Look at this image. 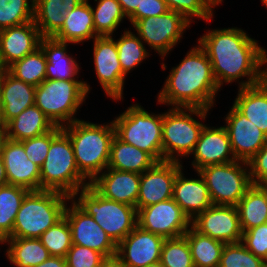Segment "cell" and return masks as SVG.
<instances>
[{"label": "cell", "instance_id": "cell-37", "mask_svg": "<svg viewBox=\"0 0 267 267\" xmlns=\"http://www.w3.org/2000/svg\"><path fill=\"white\" fill-rule=\"evenodd\" d=\"M47 59L41 47L15 61L6 70L16 79L37 87L46 79Z\"/></svg>", "mask_w": 267, "mask_h": 267}, {"label": "cell", "instance_id": "cell-30", "mask_svg": "<svg viewBox=\"0 0 267 267\" xmlns=\"http://www.w3.org/2000/svg\"><path fill=\"white\" fill-rule=\"evenodd\" d=\"M1 246H6L4 257L14 267H34L50 257L39 238H7L0 244V248ZM1 250L3 249H0L2 253Z\"/></svg>", "mask_w": 267, "mask_h": 267}, {"label": "cell", "instance_id": "cell-49", "mask_svg": "<svg viewBox=\"0 0 267 267\" xmlns=\"http://www.w3.org/2000/svg\"><path fill=\"white\" fill-rule=\"evenodd\" d=\"M34 267H66L65 257L50 256L46 261Z\"/></svg>", "mask_w": 267, "mask_h": 267}, {"label": "cell", "instance_id": "cell-54", "mask_svg": "<svg viewBox=\"0 0 267 267\" xmlns=\"http://www.w3.org/2000/svg\"><path fill=\"white\" fill-rule=\"evenodd\" d=\"M147 267H164L161 262H156V263H153V264H149Z\"/></svg>", "mask_w": 267, "mask_h": 267}, {"label": "cell", "instance_id": "cell-6", "mask_svg": "<svg viewBox=\"0 0 267 267\" xmlns=\"http://www.w3.org/2000/svg\"><path fill=\"white\" fill-rule=\"evenodd\" d=\"M211 111L213 110L184 107H168L164 110L163 161L184 163L183 160L193 152Z\"/></svg>", "mask_w": 267, "mask_h": 267}, {"label": "cell", "instance_id": "cell-55", "mask_svg": "<svg viewBox=\"0 0 267 267\" xmlns=\"http://www.w3.org/2000/svg\"><path fill=\"white\" fill-rule=\"evenodd\" d=\"M0 131H4V124L2 123L1 120V110H0Z\"/></svg>", "mask_w": 267, "mask_h": 267}, {"label": "cell", "instance_id": "cell-9", "mask_svg": "<svg viewBox=\"0 0 267 267\" xmlns=\"http://www.w3.org/2000/svg\"><path fill=\"white\" fill-rule=\"evenodd\" d=\"M71 199L118 245L137 226V208L100 195L91 185L78 190Z\"/></svg>", "mask_w": 267, "mask_h": 267}, {"label": "cell", "instance_id": "cell-18", "mask_svg": "<svg viewBox=\"0 0 267 267\" xmlns=\"http://www.w3.org/2000/svg\"><path fill=\"white\" fill-rule=\"evenodd\" d=\"M177 161L156 162L150 169L140 174L137 211L140 208L171 199L177 173L186 167Z\"/></svg>", "mask_w": 267, "mask_h": 267}, {"label": "cell", "instance_id": "cell-20", "mask_svg": "<svg viewBox=\"0 0 267 267\" xmlns=\"http://www.w3.org/2000/svg\"><path fill=\"white\" fill-rule=\"evenodd\" d=\"M0 155L4 161L8 184L29 191L40 190V167L28 159L21 141L5 138Z\"/></svg>", "mask_w": 267, "mask_h": 267}, {"label": "cell", "instance_id": "cell-22", "mask_svg": "<svg viewBox=\"0 0 267 267\" xmlns=\"http://www.w3.org/2000/svg\"><path fill=\"white\" fill-rule=\"evenodd\" d=\"M184 170L186 169L183 167L177 173L173 185L172 198L188 218L193 220L199 213L209 208L212 202L206 182L199 171H194L195 176L191 174L188 177L190 173Z\"/></svg>", "mask_w": 267, "mask_h": 267}, {"label": "cell", "instance_id": "cell-50", "mask_svg": "<svg viewBox=\"0 0 267 267\" xmlns=\"http://www.w3.org/2000/svg\"><path fill=\"white\" fill-rule=\"evenodd\" d=\"M100 267H126L122 261L115 255L112 257L105 258Z\"/></svg>", "mask_w": 267, "mask_h": 267}, {"label": "cell", "instance_id": "cell-44", "mask_svg": "<svg viewBox=\"0 0 267 267\" xmlns=\"http://www.w3.org/2000/svg\"><path fill=\"white\" fill-rule=\"evenodd\" d=\"M241 243L255 256L267 262V223L244 231Z\"/></svg>", "mask_w": 267, "mask_h": 267}, {"label": "cell", "instance_id": "cell-29", "mask_svg": "<svg viewBox=\"0 0 267 267\" xmlns=\"http://www.w3.org/2000/svg\"><path fill=\"white\" fill-rule=\"evenodd\" d=\"M83 0H34V22L42 37H52Z\"/></svg>", "mask_w": 267, "mask_h": 267}, {"label": "cell", "instance_id": "cell-14", "mask_svg": "<svg viewBox=\"0 0 267 267\" xmlns=\"http://www.w3.org/2000/svg\"><path fill=\"white\" fill-rule=\"evenodd\" d=\"M64 217L71 229L72 244L88 247L101 253L105 258L116 255L117 245L93 217L83 211L72 199L66 205Z\"/></svg>", "mask_w": 267, "mask_h": 267}, {"label": "cell", "instance_id": "cell-34", "mask_svg": "<svg viewBox=\"0 0 267 267\" xmlns=\"http://www.w3.org/2000/svg\"><path fill=\"white\" fill-rule=\"evenodd\" d=\"M195 267H219L224 242L202 235L192 226L185 232Z\"/></svg>", "mask_w": 267, "mask_h": 267}, {"label": "cell", "instance_id": "cell-11", "mask_svg": "<svg viewBox=\"0 0 267 267\" xmlns=\"http://www.w3.org/2000/svg\"><path fill=\"white\" fill-rule=\"evenodd\" d=\"M208 187L214 205L236 206L252 185L248 162L232 161L210 165L199 170Z\"/></svg>", "mask_w": 267, "mask_h": 267}, {"label": "cell", "instance_id": "cell-27", "mask_svg": "<svg viewBox=\"0 0 267 267\" xmlns=\"http://www.w3.org/2000/svg\"><path fill=\"white\" fill-rule=\"evenodd\" d=\"M233 105L267 135V77L260 83L237 88Z\"/></svg>", "mask_w": 267, "mask_h": 267}, {"label": "cell", "instance_id": "cell-43", "mask_svg": "<svg viewBox=\"0 0 267 267\" xmlns=\"http://www.w3.org/2000/svg\"><path fill=\"white\" fill-rule=\"evenodd\" d=\"M105 257L88 247L72 244L65 256L66 267H100Z\"/></svg>", "mask_w": 267, "mask_h": 267}, {"label": "cell", "instance_id": "cell-3", "mask_svg": "<svg viewBox=\"0 0 267 267\" xmlns=\"http://www.w3.org/2000/svg\"><path fill=\"white\" fill-rule=\"evenodd\" d=\"M69 136L79 171L92 182L108 166L115 136L113 121L98 123L83 118L62 127Z\"/></svg>", "mask_w": 267, "mask_h": 267}, {"label": "cell", "instance_id": "cell-21", "mask_svg": "<svg viewBox=\"0 0 267 267\" xmlns=\"http://www.w3.org/2000/svg\"><path fill=\"white\" fill-rule=\"evenodd\" d=\"M41 34L34 20L0 31V63L6 70L40 47Z\"/></svg>", "mask_w": 267, "mask_h": 267}, {"label": "cell", "instance_id": "cell-2", "mask_svg": "<svg viewBox=\"0 0 267 267\" xmlns=\"http://www.w3.org/2000/svg\"><path fill=\"white\" fill-rule=\"evenodd\" d=\"M191 46L179 64L170 67L156 95L157 106L206 110L216 107L221 89L213 76L211 62L197 42Z\"/></svg>", "mask_w": 267, "mask_h": 267}, {"label": "cell", "instance_id": "cell-24", "mask_svg": "<svg viewBox=\"0 0 267 267\" xmlns=\"http://www.w3.org/2000/svg\"><path fill=\"white\" fill-rule=\"evenodd\" d=\"M71 43L61 42L53 37H42L40 47L47 59V80H70L79 79L81 63L76 55L70 52Z\"/></svg>", "mask_w": 267, "mask_h": 267}, {"label": "cell", "instance_id": "cell-41", "mask_svg": "<svg viewBox=\"0 0 267 267\" xmlns=\"http://www.w3.org/2000/svg\"><path fill=\"white\" fill-rule=\"evenodd\" d=\"M219 267H266V261L255 256L241 242L225 244Z\"/></svg>", "mask_w": 267, "mask_h": 267}, {"label": "cell", "instance_id": "cell-7", "mask_svg": "<svg viewBox=\"0 0 267 267\" xmlns=\"http://www.w3.org/2000/svg\"><path fill=\"white\" fill-rule=\"evenodd\" d=\"M70 196L57 191H29L20 206L8 238H39L64 217Z\"/></svg>", "mask_w": 267, "mask_h": 267}, {"label": "cell", "instance_id": "cell-46", "mask_svg": "<svg viewBox=\"0 0 267 267\" xmlns=\"http://www.w3.org/2000/svg\"><path fill=\"white\" fill-rule=\"evenodd\" d=\"M250 180L255 185L267 184V141L248 161Z\"/></svg>", "mask_w": 267, "mask_h": 267}, {"label": "cell", "instance_id": "cell-57", "mask_svg": "<svg viewBox=\"0 0 267 267\" xmlns=\"http://www.w3.org/2000/svg\"><path fill=\"white\" fill-rule=\"evenodd\" d=\"M5 69L2 67L1 63H0V74L4 71Z\"/></svg>", "mask_w": 267, "mask_h": 267}, {"label": "cell", "instance_id": "cell-53", "mask_svg": "<svg viewBox=\"0 0 267 267\" xmlns=\"http://www.w3.org/2000/svg\"><path fill=\"white\" fill-rule=\"evenodd\" d=\"M6 136H5V131H0V154H1V148H2V144L5 140Z\"/></svg>", "mask_w": 267, "mask_h": 267}, {"label": "cell", "instance_id": "cell-56", "mask_svg": "<svg viewBox=\"0 0 267 267\" xmlns=\"http://www.w3.org/2000/svg\"><path fill=\"white\" fill-rule=\"evenodd\" d=\"M262 6L267 10V0H260Z\"/></svg>", "mask_w": 267, "mask_h": 267}, {"label": "cell", "instance_id": "cell-19", "mask_svg": "<svg viewBox=\"0 0 267 267\" xmlns=\"http://www.w3.org/2000/svg\"><path fill=\"white\" fill-rule=\"evenodd\" d=\"M165 238L138 225L118 245L116 256L126 267H147L160 261Z\"/></svg>", "mask_w": 267, "mask_h": 267}, {"label": "cell", "instance_id": "cell-39", "mask_svg": "<svg viewBox=\"0 0 267 267\" xmlns=\"http://www.w3.org/2000/svg\"><path fill=\"white\" fill-rule=\"evenodd\" d=\"M50 256L65 257L72 246L71 229L65 217L48 228L40 237Z\"/></svg>", "mask_w": 267, "mask_h": 267}, {"label": "cell", "instance_id": "cell-10", "mask_svg": "<svg viewBox=\"0 0 267 267\" xmlns=\"http://www.w3.org/2000/svg\"><path fill=\"white\" fill-rule=\"evenodd\" d=\"M192 23L178 12L169 10L163 15L138 20L131 28L150 49L159 55L161 70H168V57L185 38ZM153 50V51H152Z\"/></svg>", "mask_w": 267, "mask_h": 267}, {"label": "cell", "instance_id": "cell-48", "mask_svg": "<svg viewBox=\"0 0 267 267\" xmlns=\"http://www.w3.org/2000/svg\"><path fill=\"white\" fill-rule=\"evenodd\" d=\"M121 4V8L128 18L136 9H140L142 0H117Z\"/></svg>", "mask_w": 267, "mask_h": 267}, {"label": "cell", "instance_id": "cell-40", "mask_svg": "<svg viewBox=\"0 0 267 267\" xmlns=\"http://www.w3.org/2000/svg\"><path fill=\"white\" fill-rule=\"evenodd\" d=\"M160 262L164 267H195L187 238L183 235L165 239Z\"/></svg>", "mask_w": 267, "mask_h": 267}, {"label": "cell", "instance_id": "cell-33", "mask_svg": "<svg viewBox=\"0 0 267 267\" xmlns=\"http://www.w3.org/2000/svg\"><path fill=\"white\" fill-rule=\"evenodd\" d=\"M124 30V31H123ZM121 30L118 38L116 34L111 36L116 41V47L118 50L119 62L122 68V72L128 77L143 63L146 64V60L152 55L146 45L139 38V36L130 27Z\"/></svg>", "mask_w": 267, "mask_h": 267}, {"label": "cell", "instance_id": "cell-28", "mask_svg": "<svg viewBox=\"0 0 267 267\" xmlns=\"http://www.w3.org/2000/svg\"><path fill=\"white\" fill-rule=\"evenodd\" d=\"M55 127L42 110L34 104L8 121L4 125V131L6 138L23 141L46 134Z\"/></svg>", "mask_w": 267, "mask_h": 267}, {"label": "cell", "instance_id": "cell-15", "mask_svg": "<svg viewBox=\"0 0 267 267\" xmlns=\"http://www.w3.org/2000/svg\"><path fill=\"white\" fill-rule=\"evenodd\" d=\"M191 226L202 235L229 243L241 242V229L237 207L234 205H214L199 213Z\"/></svg>", "mask_w": 267, "mask_h": 267}, {"label": "cell", "instance_id": "cell-38", "mask_svg": "<svg viewBox=\"0 0 267 267\" xmlns=\"http://www.w3.org/2000/svg\"><path fill=\"white\" fill-rule=\"evenodd\" d=\"M34 20V0H0V31Z\"/></svg>", "mask_w": 267, "mask_h": 267}, {"label": "cell", "instance_id": "cell-4", "mask_svg": "<svg viewBox=\"0 0 267 267\" xmlns=\"http://www.w3.org/2000/svg\"><path fill=\"white\" fill-rule=\"evenodd\" d=\"M79 171L69 136L56 126L51 130V143L40 167V190L57 191L72 197L78 190L90 185Z\"/></svg>", "mask_w": 267, "mask_h": 267}, {"label": "cell", "instance_id": "cell-8", "mask_svg": "<svg viewBox=\"0 0 267 267\" xmlns=\"http://www.w3.org/2000/svg\"><path fill=\"white\" fill-rule=\"evenodd\" d=\"M134 103L113 117L115 135L123 142L145 151L156 162H162L163 112H149L141 103Z\"/></svg>", "mask_w": 267, "mask_h": 267}, {"label": "cell", "instance_id": "cell-31", "mask_svg": "<svg viewBox=\"0 0 267 267\" xmlns=\"http://www.w3.org/2000/svg\"><path fill=\"white\" fill-rule=\"evenodd\" d=\"M155 163L156 161L145 151L123 142L116 135L113 137L107 168L142 174Z\"/></svg>", "mask_w": 267, "mask_h": 267}, {"label": "cell", "instance_id": "cell-51", "mask_svg": "<svg viewBox=\"0 0 267 267\" xmlns=\"http://www.w3.org/2000/svg\"><path fill=\"white\" fill-rule=\"evenodd\" d=\"M8 184L7 178H6V169L4 166V161L2 156L0 155V186Z\"/></svg>", "mask_w": 267, "mask_h": 267}, {"label": "cell", "instance_id": "cell-47", "mask_svg": "<svg viewBox=\"0 0 267 267\" xmlns=\"http://www.w3.org/2000/svg\"><path fill=\"white\" fill-rule=\"evenodd\" d=\"M169 11L164 0H142L140 9H136L129 17L128 22L131 27L140 19L147 17H155L165 14Z\"/></svg>", "mask_w": 267, "mask_h": 267}, {"label": "cell", "instance_id": "cell-25", "mask_svg": "<svg viewBox=\"0 0 267 267\" xmlns=\"http://www.w3.org/2000/svg\"><path fill=\"white\" fill-rule=\"evenodd\" d=\"M35 89V86L16 79L7 70L0 74V110L4 125L34 105Z\"/></svg>", "mask_w": 267, "mask_h": 267}, {"label": "cell", "instance_id": "cell-52", "mask_svg": "<svg viewBox=\"0 0 267 267\" xmlns=\"http://www.w3.org/2000/svg\"><path fill=\"white\" fill-rule=\"evenodd\" d=\"M205 3L215 12V8L222 5L225 0H204Z\"/></svg>", "mask_w": 267, "mask_h": 267}, {"label": "cell", "instance_id": "cell-5", "mask_svg": "<svg viewBox=\"0 0 267 267\" xmlns=\"http://www.w3.org/2000/svg\"><path fill=\"white\" fill-rule=\"evenodd\" d=\"M91 90L90 82L82 76L70 80L45 79L35 89L34 104L55 126L64 127L81 118L78 113Z\"/></svg>", "mask_w": 267, "mask_h": 267}, {"label": "cell", "instance_id": "cell-13", "mask_svg": "<svg viewBox=\"0 0 267 267\" xmlns=\"http://www.w3.org/2000/svg\"><path fill=\"white\" fill-rule=\"evenodd\" d=\"M137 225L165 239L183 236L191 227V220L173 198L137 211Z\"/></svg>", "mask_w": 267, "mask_h": 267}, {"label": "cell", "instance_id": "cell-17", "mask_svg": "<svg viewBox=\"0 0 267 267\" xmlns=\"http://www.w3.org/2000/svg\"><path fill=\"white\" fill-rule=\"evenodd\" d=\"M223 117L232 152L239 161L248 162L265 144L267 135L254 125L233 104Z\"/></svg>", "mask_w": 267, "mask_h": 267}, {"label": "cell", "instance_id": "cell-23", "mask_svg": "<svg viewBox=\"0 0 267 267\" xmlns=\"http://www.w3.org/2000/svg\"><path fill=\"white\" fill-rule=\"evenodd\" d=\"M90 185L104 198L137 208L140 174L106 168Z\"/></svg>", "mask_w": 267, "mask_h": 267}, {"label": "cell", "instance_id": "cell-35", "mask_svg": "<svg viewBox=\"0 0 267 267\" xmlns=\"http://www.w3.org/2000/svg\"><path fill=\"white\" fill-rule=\"evenodd\" d=\"M93 13V23L98 37L114 36L118 29L128 20L121 4L117 0H89ZM125 20V21H124ZM122 23V24H121ZM117 31V32H116Z\"/></svg>", "mask_w": 267, "mask_h": 267}, {"label": "cell", "instance_id": "cell-1", "mask_svg": "<svg viewBox=\"0 0 267 267\" xmlns=\"http://www.w3.org/2000/svg\"><path fill=\"white\" fill-rule=\"evenodd\" d=\"M204 30L195 42L206 52L221 90L232 83L253 86L267 77V48L247 31L237 26Z\"/></svg>", "mask_w": 267, "mask_h": 267}, {"label": "cell", "instance_id": "cell-36", "mask_svg": "<svg viewBox=\"0 0 267 267\" xmlns=\"http://www.w3.org/2000/svg\"><path fill=\"white\" fill-rule=\"evenodd\" d=\"M28 192L21 186H0V244L12 234L16 215Z\"/></svg>", "mask_w": 267, "mask_h": 267}, {"label": "cell", "instance_id": "cell-26", "mask_svg": "<svg viewBox=\"0 0 267 267\" xmlns=\"http://www.w3.org/2000/svg\"><path fill=\"white\" fill-rule=\"evenodd\" d=\"M54 39L82 46L98 37L93 23L91 2L83 0L65 17L63 26L52 36Z\"/></svg>", "mask_w": 267, "mask_h": 267}, {"label": "cell", "instance_id": "cell-32", "mask_svg": "<svg viewBox=\"0 0 267 267\" xmlns=\"http://www.w3.org/2000/svg\"><path fill=\"white\" fill-rule=\"evenodd\" d=\"M236 207L243 232L267 223V187L252 184Z\"/></svg>", "mask_w": 267, "mask_h": 267}, {"label": "cell", "instance_id": "cell-12", "mask_svg": "<svg viewBox=\"0 0 267 267\" xmlns=\"http://www.w3.org/2000/svg\"><path fill=\"white\" fill-rule=\"evenodd\" d=\"M92 42L93 61L90 62L94 64V77H97L106 98L116 103L123 102L128 77L122 72L116 41L111 36H102L94 38Z\"/></svg>", "mask_w": 267, "mask_h": 267}, {"label": "cell", "instance_id": "cell-45", "mask_svg": "<svg viewBox=\"0 0 267 267\" xmlns=\"http://www.w3.org/2000/svg\"><path fill=\"white\" fill-rule=\"evenodd\" d=\"M28 159L33 163L42 166L47 156L50 143H51V131L38 137L26 139L21 141Z\"/></svg>", "mask_w": 267, "mask_h": 267}, {"label": "cell", "instance_id": "cell-42", "mask_svg": "<svg viewBox=\"0 0 267 267\" xmlns=\"http://www.w3.org/2000/svg\"><path fill=\"white\" fill-rule=\"evenodd\" d=\"M169 10L175 11L183 15L192 24L197 20L211 26L209 23L214 20L216 12H214L204 0H164ZM197 19V20H196ZM196 20V21H195Z\"/></svg>", "mask_w": 267, "mask_h": 267}, {"label": "cell", "instance_id": "cell-16", "mask_svg": "<svg viewBox=\"0 0 267 267\" xmlns=\"http://www.w3.org/2000/svg\"><path fill=\"white\" fill-rule=\"evenodd\" d=\"M215 125L212 126V123L204 125L193 152L187 158L191 160L189 169L192 168V172L210 165L236 161L227 129L223 124Z\"/></svg>", "mask_w": 267, "mask_h": 267}]
</instances>
